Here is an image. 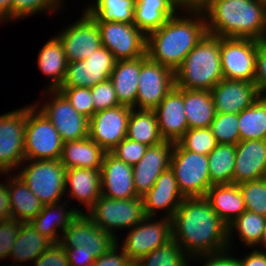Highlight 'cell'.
Instances as JSON below:
<instances>
[{"label": "cell", "instance_id": "9", "mask_svg": "<svg viewBox=\"0 0 266 266\" xmlns=\"http://www.w3.org/2000/svg\"><path fill=\"white\" fill-rule=\"evenodd\" d=\"M44 91L46 96L48 94L49 100L44 101L42 105L39 102L34 105L40 108L39 110L53 124L62 142L81 140L88 137L89 118L78 113L58 90L47 89V91Z\"/></svg>", "mask_w": 266, "mask_h": 266}, {"label": "cell", "instance_id": "27", "mask_svg": "<svg viewBox=\"0 0 266 266\" xmlns=\"http://www.w3.org/2000/svg\"><path fill=\"white\" fill-rule=\"evenodd\" d=\"M181 10L172 0H135L133 24L147 36Z\"/></svg>", "mask_w": 266, "mask_h": 266}, {"label": "cell", "instance_id": "47", "mask_svg": "<svg viewBox=\"0 0 266 266\" xmlns=\"http://www.w3.org/2000/svg\"><path fill=\"white\" fill-rule=\"evenodd\" d=\"M148 147L145 144L124 138L111 153L119 160L133 167L141 160Z\"/></svg>", "mask_w": 266, "mask_h": 266}, {"label": "cell", "instance_id": "25", "mask_svg": "<svg viewBox=\"0 0 266 266\" xmlns=\"http://www.w3.org/2000/svg\"><path fill=\"white\" fill-rule=\"evenodd\" d=\"M63 202L65 203L58 202L44 205L41 212L28 222L36 231L52 243L60 242L62 233L70 225L72 220L83 211L79 209V207H69L70 210H67L65 208L68 207V205L66 206L68 201L66 200Z\"/></svg>", "mask_w": 266, "mask_h": 266}, {"label": "cell", "instance_id": "3", "mask_svg": "<svg viewBox=\"0 0 266 266\" xmlns=\"http://www.w3.org/2000/svg\"><path fill=\"white\" fill-rule=\"evenodd\" d=\"M207 34L266 41V0H204Z\"/></svg>", "mask_w": 266, "mask_h": 266}, {"label": "cell", "instance_id": "52", "mask_svg": "<svg viewBox=\"0 0 266 266\" xmlns=\"http://www.w3.org/2000/svg\"><path fill=\"white\" fill-rule=\"evenodd\" d=\"M228 251L232 253V251L227 248L221 252L199 255L193 257L191 260L194 261V259H198L199 261H202L203 264L200 266H241L239 258L235 257L234 254H231Z\"/></svg>", "mask_w": 266, "mask_h": 266}, {"label": "cell", "instance_id": "50", "mask_svg": "<svg viewBox=\"0 0 266 266\" xmlns=\"http://www.w3.org/2000/svg\"><path fill=\"white\" fill-rule=\"evenodd\" d=\"M254 83L259 97L266 98V41L257 46Z\"/></svg>", "mask_w": 266, "mask_h": 266}, {"label": "cell", "instance_id": "26", "mask_svg": "<svg viewBox=\"0 0 266 266\" xmlns=\"http://www.w3.org/2000/svg\"><path fill=\"white\" fill-rule=\"evenodd\" d=\"M68 190V191H67ZM88 210L102 195L100 170L87 168L66 169L65 194Z\"/></svg>", "mask_w": 266, "mask_h": 266}, {"label": "cell", "instance_id": "29", "mask_svg": "<svg viewBox=\"0 0 266 266\" xmlns=\"http://www.w3.org/2000/svg\"><path fill=\"white\" fill-rule=\"evenodd\" d=\"M4 175L8 177L10 217L28 223L41 212L44 205L16 173H3Z\"/></svg>", "mask_w": 266, "mask_h": 266}, {"label": "cell", "instance_id": "34", "mask_svg": "<svg viewBox=\"0 0 266 266\" xmlns=\"http://www.w3.org/2000/svg\"><path fill=\"white\" fill-rule=\"evenodd\" d=\"M52 244L50 240L36 231L29 223H22L9 256L14 262L8 266H21L19 264L23 262L25 264L26 261L30 260L34 263Z\"/></svg>", "mask_w": 266, "mask_h": 266}, {"label": "cell", "instance_id": "53", "mask_svg": "<svg viewBox=\"0 0 266 266\" xmlns=\"http://www.w3.org/2000/svg\"><path fill=\"white\" fill-rule=\"evenodd\" d=\"M70 266H92L95 258L92 253L82 246L65 249Z\"/></svg>", "mask_w": 266, "mask_h": 266}, {"label": "cell", "instance_id": "7", "mask_svg": "<svg viewBox=\"0 0 266 266\" xmlns=\"http://www.w3.org/2000/svg\"><path fill=\"white\" fill-rule=\"evenodd\" d=\"M63 142L48 118L33 103L27 106L25 160L60 159Z\"/></svg>", "mask_w": 266, "mask_h": 266}, {"label": "cell", "instance_id": "48", "mask_svg": "<svg viewBox=\"0 0 266 266\" xmlns=\"http://www.w3.org/2000/svg\"><path fill=\"white\" fill-rule=\"evenodd\" d=\"M23 222L14 219L0 223V260L10 256L13 245L17 239L18 231Z\"/></svg>", "mask_w": 266, "mask_h": 266}, {"label": "cell", "instance_id": "8", "mask_svg": "<svg viewBox=\"0 0 266 266\" xmlns=\"http://www.w3.org/2000/svg\"><path fill=\"white\" fill-rule=\"evenodd\" d=\"M170 168L173 170L178 188L185 198L204 197L212 186L207 156L185 150L178 142L174 143Z\"/></svg>", "mask_w": 266, "mask_h": 266}, {"label": "cell", "instance_id": "4", "mask_svg": "<svg viewBox=\"0 0 266 266\" xmlns=\"http://www.w3.org/2000/svg\"><path fill=\"white\" fill-rule=\"evenodd\" d=\"M175 86L187 90H208L224 78L220 37L206 34L174 72Z\"/></svg>", "mask_w": 266, "mask_h": 266}, {"label": "cell", "instance_id": "51", "mask_svg": "<svg viewBox=\"0 0 266 266\" xmlns=\"http://www.w3.org/2000/svg\"><path fill=\"white\" fill-rule=\"evenodd\" d=\"M132 264L133 262L128 258L123 248L120 247L118 239L107 253L95 259L92 266H131Z\"/></svg>", "mask_w": 266, "mask_h": 266}, {"label": "cell", "instance_id": "6", "mask_svg": "<svg viewBox=\"0 0 266 266\" xmlns=\"http://www.w3.org/2000/svg\"><path fill=\"white\" fill-rule=\"evenodd\" d=\"M85 214L117 240L116 232L131 229L146 217L142 197L113 199L102 195Z\"/></svg>", "mask_w": 266, "mask_h": 266}, {"label": "cell", "instance_id": "2", "mask_svg": "<svg viewBox=\"0 0 266 266\" xmlns=\"http://www.w3.org/2000/svg\"><path fill=\"white\" fill-rule=\"evenodd\" d=\"M180 13L147 35V57L173 72L207 34L205 15L200 8L181 10Z\"/></svg>", "mask_w": 266, "mask_h": 266}, {"label": "cell", "instance_id": "49", "mask_svg": "<svg viewBox=\"0 0 266 266\" xmlns=\"http://www.w3.org/2000/svg\"><path fill=\"white\" fill-rule=\"evenodd\" d=\"M33 264V266H70L65 249L59 243H53Z\"/></svg>", "mask_w": 266, "mask_h": 266}, {"label": "cell", "instance_id": "15", "mask_svg": "<svg viewBox=\"0 0 266 266\" xmlns=\"http://www.w3.org/2000/svg\"><path fill=\"white\" fill-rule=\"evenodd\" d=\"M116 61L106 47L100 46L87 59L68 62L64 81L59 88H92L110 78Z\"/></svg>", "mask_w": 266, "mask_h": 266}, {"label": "cell", "instance_id": "40", "mask_svg": "<svg viewBox=\"0 0 266 266\" xmlns=\"http://www.w3.org/2000/svg\"><path fill=\"white\" fill-rule=\"evenodd\" d=\"M190 259L181 247L171 239L133 264L135 266H189L188 261H191Z\"/></svg>", "mask_w": 266, "mask_h": 266}, {"label": "cell", "instance_id": "20", "mask_svg": "<svg viewBox=\"0 0 266 266\" xmlns=\"http://www.w3.org/2000/svg\"><path fill=\"white\" fill-rule=\"evenodd\" d=\"M184 199L174 172L169 167L159 175L153 187L142 197L145 215L156 217L157 213L165 210L160 216L171 219Z\"/></svg>", "mask_w": 266, "mask_h": 266}, {"label": "cell", "instance_id": "30", "mask_svg": "<svg viewBox=\"0 0 266 266\" xmlns=\"http://www.w3.org/2000/svg\"><path fill=\"white\" fill-rule=\"evenodd\" d=\"M204 197L227 226L246 211L245 203L237 184L212 185Z\"/></svg>", "mask_w": 266, "mask_h": 266}, {"label": "cell", "instance_id": "18", "mask_svg": "<svg viewBox=\"0 0 266 266\" xmlns=\"http://www.w3.org/2000/svg\"><path fill=\"white\" fill-rule=\"evenodd\" d=\"M132 107L119 105L96 112L89 119V137L106 152H111L126 138Z\"/></svg>", "mask_w": 266, "mask_h": 266}, {"label": "cell", "instance_id": "23", "mask_svg": "<svg viewBox=\"0 0 266 266\" xmlns=\"http://www.w3.org/2000/svg\"><path fill=\"white\" fill-rule=\"evenodd\" d=\"M102 196L113 199L138 197L133 181L132 166L124 163L111 152H106L100 169Z\"/></svg>", "mask_w": 266, "mask_h": 266}, {"label": "cell", "instance_id": "22", "mask_svg": "<svg viewBox=\"0 0 266 266\" xmlns=\"http://www.w3.org/2000/svg\"><path fill=\"white\" fill-rule=\"evenodd\" d=\"M164 140L177 142L189 129L185 116L183 89L174 87L154 109Z\"/></svg>", "mask_w": 266, "mask_h": 266}, {"label": "cell", "instance_id": "36", "mask_svg": "<svg viewBox=\"0 0 266 266\" xmlns=\"http://www.w3.org/2000/svg\"><path fill=\"white\" fill-rule=\"evenodd\" d=\"M266 225V217L257 213L244 211L228 227V248L232 251L233 235L239 236L248 247L255 248L261 241V236ZM235 232L237 234H235ZM232 244V245H231Z\"/></svg>", "mask_w": 266, "mask_h": 266}, {"label": "cell", "instance_id": "24", "mask_svg": "<svg viewBox=\"0 0 266 266\" xmlns=\"http://www.w3.org/2000/svg\"><path fill=\"white\" fill-rule=\"evenodd\" d=\"M266 178V140H243L236 145L233 183Z\"/></svg>", "mask_w": 266, "mask_h": 266}, {"label": "cell", "instance_id": "11", "mask_svg": "<svg viewBox=\"0 0 266 266\" xmlns=\"http://www.w3.org/2000/svg\"><path fill=\"white\" fill-rule=\"evenodd\" d=\"M27 105L0 115V174L12 173L25 160Z\"/></svg>", "mask_w": 266, "mask_h": 266}, {"label": "cell", "instance_id": "17", "mask_svg": "<svg viewBox=\"0 0 266 266\" xmlns=\"http://www.w3.org/2000/svg\"><path fill=\"white\" fill-rule=\"evenodd\" d=\"M56 36L63 44L68 62L85 60L102 46L97 23L85 11Z\"/></svg>", "mask_w": 266, "mask_h": 266}, {"label": "cell", "instance_id": "10", "mask_svg": "<svg viewBox=\"0 0 266 266\" xmlns=\"http://www.w3.org/2000/svg\"><path fill=\"white\" fill-rule=\"evenodd\" d=\"M251 38L220 37L221 68L224 79L254 81L257 46Z\"/></svg>", "mask_w": 266, "mask_h": 266}, {"label": "cell", "instance_id": "45", "mask_svg": "<svg viewBox=\"0 0 266 266\" xmlns=\"http://www.w3.org/2000/svg\"><path fill=\"white\" fill-rule=\"evenodd\" d=\"M80 114L91 118L95 114V108L90 88L73 87L57 89Z\"/></svg>", "mask_w": 266, "mask_h": 266}, {"label": "cell", "instance_id": "19", "mask_svg": "<svg viewBox=\"0 0 266 266\" xmlns=\"http://www.w3.org/2000/svg\"><path fill=\"white\" fill-rule=\"evenodd\" d=\"M174 142L164 140L149 146L141 160L132 167L133 183L138 197H143L154 185L159 175L170 167Z\"/></svg>", "mask_w": 266, "mask_h": 266}, {"label": "cell", "instance_id": "28", "mask_svg": "<svg viewBox=\"0 0 266 266\" xmlns=\"http://www.w3.org/2000/svg\"><path fill=\"white\" fill-rule=\"evenodd\" d=\"M106 151L89 136L63 143L60 162L65 169L87 168L100 170Z\"/></svg>", "mask_w": 266, "mask_h": 266}, {"label": "cell", "instance_id": "55", "mask_svg": "<svg viewBox=\"0 0 266 266\" xmlns=\"http://www.w3.org/2000/svg\"><path fill=\"white\" fill-rule=\"evenodd\" d=\"M0 219L2 221L11 219L8 195V179L3 183L0 182Z\"/></svg>", "mask_w": 266, "mask_h": 266}, {"label": "cell", "instance_id": "35", "mask_svg": "<svg viewBox=\"0 0 266 266\" xmlns=\"http://www.w3.org/2000/svg\"><path fill=\"white\" fill-rule=\"evenodd\" d=\"M126 138L147 146L157 145L164 141L159 132L155 111L132 108Z\"/></svg>", "mask_w": 266, "mask_h": 266}, {"label": "cell", "instance_id": "58", "mask_svg": "<svg viewBox=\"0 0 266 266\" xmlns=\"http://www.w3.org/2000/svg\"><path fill=\"white\" fill-rule=\"evenodd\" d=\"M259 245L261 248H259ZM263 247V248H262ZM258 248V249H257ZM255 249L259 250V251H263L262 249H266V225H265V228H264V231L262 233V236H261V241L260 243L255 247ZM266 251V250H265Z\"/></svg>", "mask_w": 266, "mask_h": 266}, {"label": "cell", "instance_id": "44", "mask_svg": "<svg viewBox=\"0 0 266 266\" xmlns=\"http://www.w3.org/2000/svg\"><path fill=\"white\" fill-rule=\"evenodd\" d=\"M63 3V0H13L12 21L21 19L23 21L24 18L40 12H58Z\"/></svg>", "mask_w": 266, "mask_h": 266}, {"label": "cell", "instance_id": "38", "mask_svg": "<svg viewBox=\"0 0 266 266\" xmlns=\"http://www.w3.org/2000/svg\"><path fill=\"white\" fill-rule=\"evenodd\" d=\"M207 158L211 185L233 183L236 145L218 144Z\"/></svg>", "mask_w": 266, "mask_h": 266}, {"label": "cell", "instance_id": "16", "mask_svg": "<svg viewBox=\"0 0 266 266\" xmlns=\"http://www.w3.org/2000/svg\"><path fill=\"white\" fill-rule=\"evenodd\" d=\"M117 242L85 214L79 213L62 233L59 244L64 249L82 246L97 259L107 253Z\"/></svg>", "mask_w": 266, "mask_h": 266}, {"label": "cell", "instance_id": "46", "mask_svg": "<svg viewBox=\"0 0 266 266\" xmlns=\"http://www.w3.org/2000/svg\"><path fill=\"white\" fill-rule=\"evenodd\" d=\"M95 113L101 110L114 108L121 105L118 101L116 91L110 79L90 88Z\"/></svg>", "mask_w": 266, "mask_h": 266}, {"label": "cell", "instance_id": "31", "mask_svg": "<svg viewBox=\"0 0 266 266\" xmlns=\"http://www.w3.org/2000/svg\"><path fill=\"white\" fill-rule=\"evenodd\" d=\"M37 64L40 72L50 79L46 90H57L64 81L68 61L63 44L56 35L40 49Z\"/></svg>", "mask_w": 266, "mask_h": 266}, {"label": "cell", "instance_id": "12", "mask_svg": "<svg viewBox=\"0 0 266 266\" xmlns=\"http://www.w3.org/2000/svg\"><path fill=\"white\" fill-rule=\"evenodd\" d=\"M157 217L146 216L119 244L133 263L172 239L171 219L160 217L156 221Z\"/></svg>", "mask_w": 266, "mask_h": 266}, {"label": "cell", "instance_id": "56", "mask_svg": "<svg viewBox=\"0 0 266 266\" xmlns=\"http://www.w3.org/2000/svg\"><path fill=\"white\" fill-rule=\"evenodd\" d=\"M13 0H0V21L6 23L12 21Z\"/></svg>", "mask_w": 266, "mask_h": 266}, {"label": "cell", "instance_id": "5", "mask_svg": "<svg viewBox=\"0 0 266 266\" xmlns=\"http://www.w3.org/2000/svg\"><path fill=\"white\" fill-rule=\"evenodd\" d=\"M19 168L17 175L43 205L61 202L65 197L66 169L59 159L24 160Z\"/></svg>", "mask_w": 266, "mask_h": 266}, {"label": "cell", "instance_id": "37", "mask_svg": "<svg viewBox=\"0 0 266 266\" xmlns=\"http://www.w3.org/2000/svg\"><path fill=\"white\" fill-rule=\"evenodd\" d=\"M135 0H95L84 11L95 22L133 23Z\"/></svg>", "mask_w": 266, "mask_h": 266}, {"label": "cell", "instance_id": "1", "mask_svg": "<svg viewBox=\"0 0 266 266\" xmlns=\"http://www.w3.org/2000/svg\"><path fill=\"white\" fill-rule=\"evenodd\" d=\"M172 239L192 259L228 248V227L205 197H187L171 218Z\"/></svg>", "mask_w": 266, "mask_h": 266}, {"label": "cell", "instance_id": "42", "mask_svg": "<svg viewBox=\"0 0 266 266\" xmlns=\"http://www.w3.org/2000/svg\"><path fill=\"white\" fill-rule=\"evenodd\" d=\"M185 150L208 156L218 145L209 128L188 129L177 141Z\"/></svg>", "mask_w": 266, "mask_h": 266}, {"label": "cell", "instance_id": "13", "mask_svg": "<svg viewBox=\"0 0 266 266\" xmlns=\"http://www.w3.org/2000/svg\"><path fill=\"white\" fill-rule=\"evenodd\" d=\"M174 72L151 61L147 54L140 57V75L135 109L154 110L174 87Z\"/></svg>", "mask_w": 266, "mask_h": 266}, {"label": "cell", "instance_id": "14", "mask_svg": "<svg viewBox=\"0 0 266 266\" xmlns=\"http://www.w3.org/2000/svg\"><path fill=\"white\" fill-rule=\"evenodd\" d=\"M101 45L116 60L136 59L146 55L147 36L133 23L96 22Z\"/></svg>", "mask_w": 266, "mask_h": 266}, {"label": "cell", "instance_id": "41", "mask_svg": "<svg viewBox=\"0 0 266 266\" xmlns=\"http://www.w3.org/2000/svg\"><path fill=\"white\" fill-rule=\"evenodd\" d=\"M210 129L218 144L237 145L241 141L238 114L216 113Z\"/></svg>", "mask_w": 266, "mask_h": 266}, {"label": "cell", "instance_id": "43", "mask_svg": "<svg viewBox=\"0 0 266 266\" xmlns=\"http://www.w3.org/2000/svg\"><path fill=\"white\" fill-rule=\"evenodd\" d=\"M246 211L266 217V178L238 184Z\"/></svg>", "mask_w": 266, "mask_h": 266}, {"label": "cell", "instance_id": "21", "mask_svg": "<svg viewBox=\"0 0 266 266\" xmlns=\"http://www.w3.org/2000/svg\"><path fill=\"white\" fill-rule=\"evenodd\" d=\"M216 113L239 114L258 98L254 81L220 80L210 91Z\"/></svg>", "mask_w": 266, "mask_h": 266}, {"label": "cell", "instance_id": "32", "mask_svg": "<svg viewBox=\"0 0 266 266\" xmlns=\"http://www.w3.org/2000/svg\"><path fill=\"white\" fill-rule=\"evenodd\" d=\"M140 75V57L117 60L110 75L118 101L121 105L134 107Z\"/></svg>", "mask_w": 266, "mask_h": 266}, {"label": "cell", "instance_id": "54", "mask_svg": "<svg viewBox=\"0 0 266 266\" xmlns=\"http://www.w3.org/2000/svg\"><path fill=\"white\" fill-rule=\"evenodd\" d=\"M241 266H266V251H259L254 248L252 252L239 258Z\"/></svg>", "mask_w": 266, "mask_h": 266}, {"label": "cell", "instance_id": "57", "mask_svg": "<svg viewBox=\"0 0 266 266\" xmlns=\"http://www.w3.org/2000/svg\"><path fill=\"white\" fill-rule=\"evenodd\" d=\"M174 1L182 10L188 9H199L202 6L204 0H172Z\"/></svg>", "mask_w": 266, "mask_h": 266}, {"label": "cell", "instance_id": "33", "mask_svg": "<svg viewBox=\"0 0 266 266\" xmlns=\"http://www.w3.org/2000/svg\"><path fill=\"white\" fill-rule=\"evenodd\" d=\"M183 99L189 129L209 128L216 116L211 92L183 89Z\"/></svg>", "mask_w": 266, "mask_h": 266}, {"label": "cell", "instance_id": "39", "mask_svg": "<svg viewBox=\"0 0 266 266\" xmlns=\"http://www.w3.org/2000/svg\"><path fill=\"white\" fill-rule=\"evenodd\" d=\"M240 140H266V98L259 97L238 114Z\"/></svg>", "mask_w": 266, "mask_h": 266}]
</instances>
